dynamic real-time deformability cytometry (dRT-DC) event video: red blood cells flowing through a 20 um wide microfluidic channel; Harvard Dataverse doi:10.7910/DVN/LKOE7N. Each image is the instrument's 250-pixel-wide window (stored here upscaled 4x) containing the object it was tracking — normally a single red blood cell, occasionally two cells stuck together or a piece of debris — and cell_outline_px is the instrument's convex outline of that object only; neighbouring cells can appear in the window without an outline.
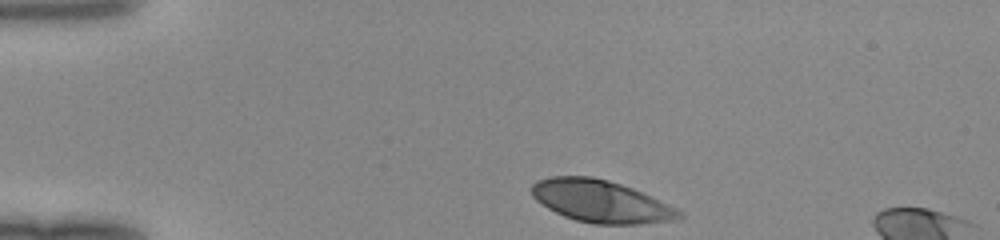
{"species": "human", "species_latin": "Homo sapiens", "temperature_condition": "room temperature", "stored_images_in_passage": 32, "camera_frame_rate_fps": 3000, "um_per_image_px": 0.085, "donor": {"sex": "female"}, "frame": {"image": 1, "passage_image": 1, "time_ms": 0.0, "image_size_px": [1000, 240], "cell_outline_px": [[684, 216], [680, 220], [640, 224], [592, 224], [576, 220], [564, 216], [548, 208], [536, 200], [532, 196], [532, 184], [536, 180], [552, 176], [592, 176], [608, 180], [632, 188], [668, 204], [684, 212]], "centroid_in_image_um": [51.1, 17.12], "position_along_channel_um": 33.9, "area_um2": 36.41}}
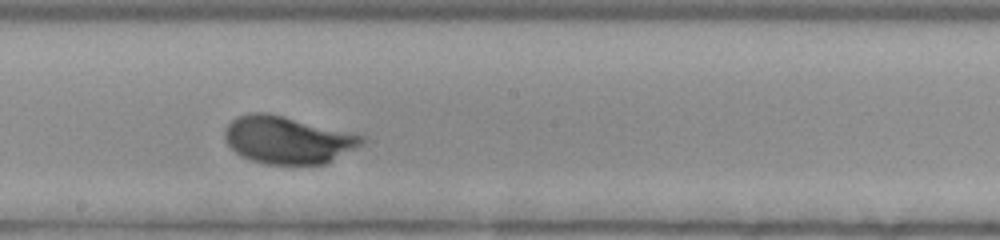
{"frame": {"image": 2, "passage_image": 19, "time_ms": 6.0, "image_size_px": [1000, 240], "cell_outline_px": [[368, 140], [364, 144], [324, 164], [264, 164], [252, 160], [236, 152], [224, 140], [224, 128], [236, 116], [248, 112], [268, 112], [364, 136]], "centroid_in_image_um": [24.43, 11.88], "position_along_channel_um": 223.8, "area_um2": 37.8}}
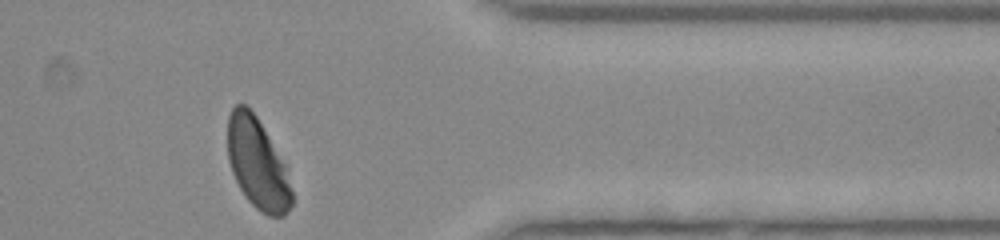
{"frame": {"image": 3, "passage_image": 32, "time_ms": 10.333, "image_size_px": [1000, 240], "cell_outline_px": [[292, 204], [284, 216], [268, 216], [260, 212], [248, 200], [240, 188], [232, 172], [228, 160], [228, 116], [232, 108], [236, 104], [244, 104], [256, 116], [288, 168], [292, 192]], "centroid_in_image_um": [21.9, 13.93], "position_along_channel_um": 389.5, "area_um2": 33.87}}